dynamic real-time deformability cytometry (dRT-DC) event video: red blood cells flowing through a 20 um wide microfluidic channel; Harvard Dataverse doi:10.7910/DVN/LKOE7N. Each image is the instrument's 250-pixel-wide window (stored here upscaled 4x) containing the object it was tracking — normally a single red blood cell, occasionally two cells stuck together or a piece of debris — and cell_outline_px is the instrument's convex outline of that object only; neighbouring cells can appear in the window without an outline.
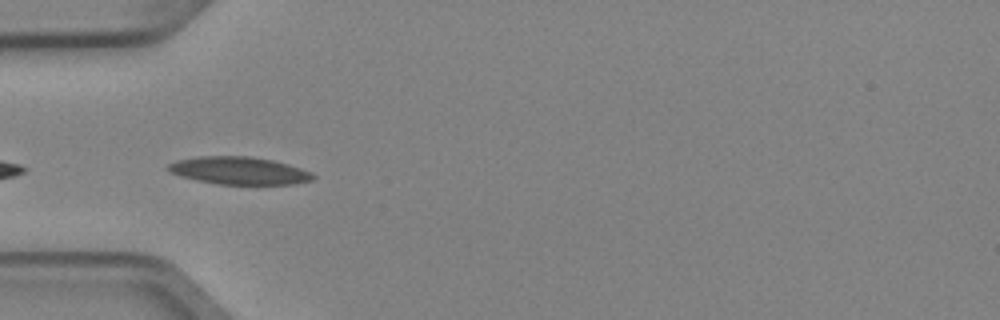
{"species": "Egyptian fruit bat (a non-hibernating species)", "species_latin": "Rousettus aegyptiacus", "temperature_condition": "cold", "stored_images_in_passage": 8, "camera_frame_rate_fps": 3000, "um_per_image_px": 0.085, "animal": {"sex": "female"}, "frame": {"image": 1, "passage_image": 5, "time_ms": 1.333, "image_size_px": [1000, 320], "cell_outline_px": [[316, 176], [312, 180], [292, 184], [216, 184], [196, 180], [180, 176], [168, 172], [164, 168], [168, 164], [176, 160], [200, 156], [248, 156], [272, 160], [288, 164], [312, 172]], "centroid_in_image_um": [20.27, 14.5], "position_along_channel_um": 64.7, "area_um2": 23.41}}
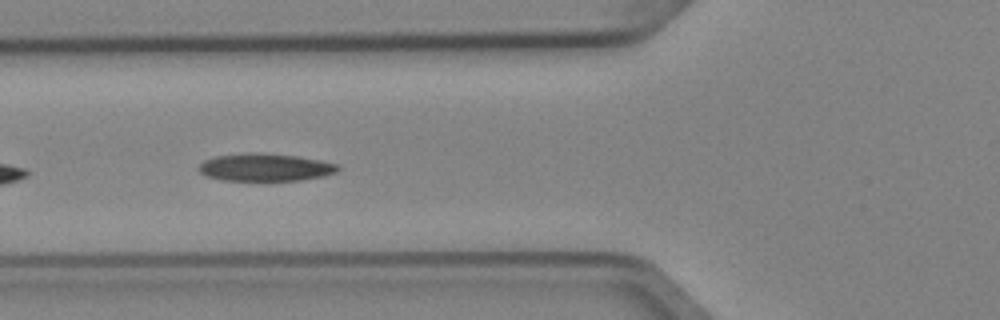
{"frame": {"image": 2, "passage_image": 6, "time_ms": 1.667, "image_size_px": [1000, 320], "cell_outline_px": [[340, 168], [336, 172], [324, 176], [300, 180], [224, 180], [208, 176], [200, 172], [200, 164], [204, 160], [216, 156], [244, 152], [260, 152], [300, 156], [340, 164]], "centroid_in_image_um": [22.59, 14.2], "position_along_channel_um": 103.2, "area_um2": 22.48}}
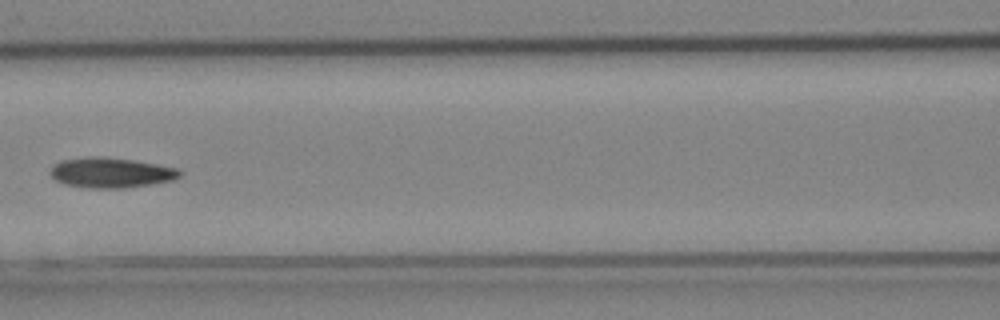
{"frame": {"image": 3, "passage_image": 7, "time_ms": 2.0, "image_size_px": [1000, 320], "cell_outline_px": [[180, 176], [172, 180], [124, 188], [88, 188], [64, 184], [56, 180], [48, 172], [52, 164], [60, 160], [88, 156], [104, 156], [136, 160], [180, 168]], "centroid_in_image_um": [9.38, 14.65], "position_along_channel_um": 157.2, "area_um2": 23.06}}